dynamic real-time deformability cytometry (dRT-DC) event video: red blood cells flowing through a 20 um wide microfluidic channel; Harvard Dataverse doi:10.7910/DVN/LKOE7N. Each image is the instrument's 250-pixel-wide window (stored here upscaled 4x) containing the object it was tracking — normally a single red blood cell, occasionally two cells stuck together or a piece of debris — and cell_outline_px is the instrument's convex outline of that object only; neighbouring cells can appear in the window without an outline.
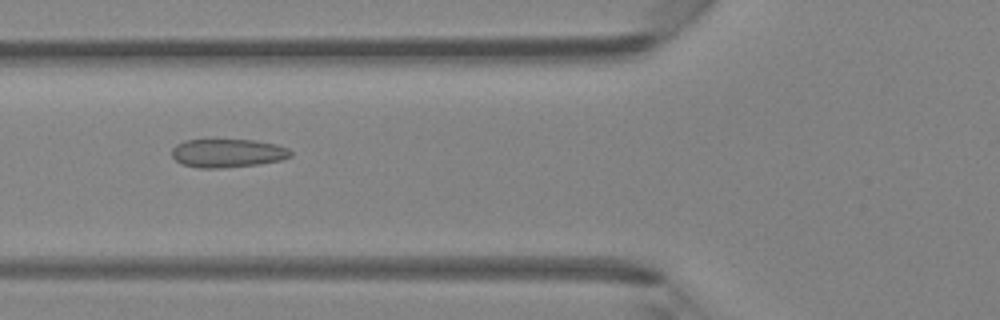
{"species": "Egyptian fruit bat (a non-hibernating species)", "species_latin": "Rousettus aegyptiacus", "temperature_condition": "room temperature", "stored_images_in_passage": 6, "camera_frame_rate_fps": 3000, "um_per_image_px": 0.085, "animal": {"sex": "female"}, "frame": {"image": 1, "passage_image": 6, "time_ms": 5.667, "image_size_px": [1000, 320], "cell_outline_px": [[292, 156], [280, 160], [256, 164], [220, 168], [196, 168], [180, 164], [172, 156], [172, 148], [176, 144], [184, 140], [256, 140], [276, 144], [288, 148], [292, 152]], "centroid_in_image_um": [19.32, 13.01], "position_along_channel_um": 106.5, "area_um2": 19.77}}